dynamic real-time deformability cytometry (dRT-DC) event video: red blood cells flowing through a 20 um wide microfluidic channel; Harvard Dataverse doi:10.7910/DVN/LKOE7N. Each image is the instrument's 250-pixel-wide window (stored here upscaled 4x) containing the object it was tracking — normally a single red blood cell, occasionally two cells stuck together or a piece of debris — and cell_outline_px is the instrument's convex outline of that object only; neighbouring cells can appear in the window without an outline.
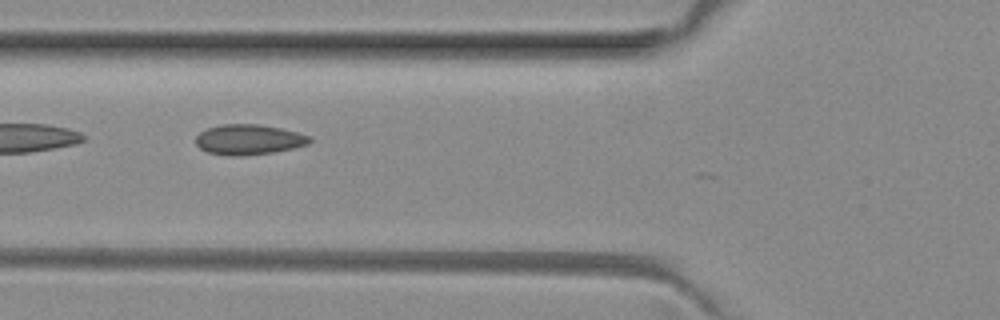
{"species": "common noctule bat (a hibernating species)", "species_latin": "Nyctalus noctula", "temperature_condition": "room temperature", "stored_images_in_passage": 7, "camera_frame_rate_fps": 3000, "um_per_image_px": 0.085, "animal": {"sex": "female", "body_mass_g": 29.2, "forearm_length_mm": 56.3}, "frame": {"image": 1, "passage_image": 4, "time_ms": 1.0, "image_size_px": [1000, 320], "cell_outline_px": [[312, 140], [308, 144], [292, 148], [272, 152], [240, 156], [228, 156], [208, 152], [200, 148], [196, 144], [196, 136], [200, 132], [208, 128], [224, 124], [256, 124], [280, 128], [312, 136]], "centroid_in_image_um": [21.14, 11.86], "position_along_channel_um": 104.7, "area_um2": 19.94}}